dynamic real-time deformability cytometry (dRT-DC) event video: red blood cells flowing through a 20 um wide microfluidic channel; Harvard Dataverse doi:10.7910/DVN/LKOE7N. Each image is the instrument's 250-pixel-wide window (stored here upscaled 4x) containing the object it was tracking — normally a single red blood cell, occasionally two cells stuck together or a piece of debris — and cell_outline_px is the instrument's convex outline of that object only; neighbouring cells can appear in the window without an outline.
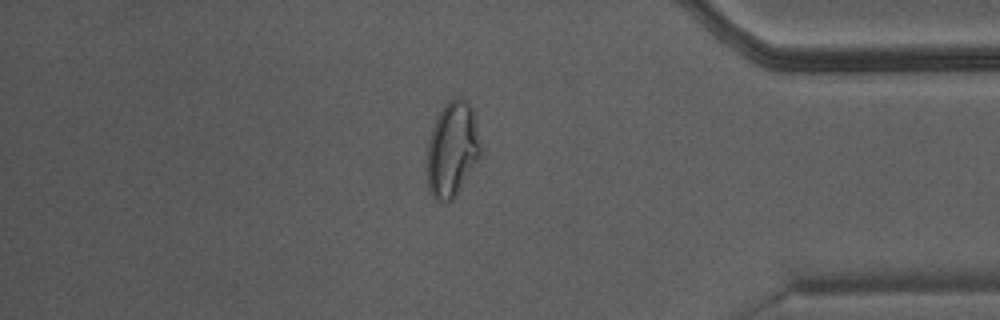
{"species": "Egyptian fruit bat (a non-hibernating species)", "species_latin": "Rousettus aegyptiacus", "temperature_condition": "warm", "stored_images_in_passage": 45, "camera_frame_rate_fps": 3000, "um_per_image_px": 0.085, "animal": {"sex": "male"}, "frame": {"image": 1, "passage_image": 39, "time_ms": 12.667, "image_size_px": [1000, 320], "cell_outline_px": [[480, 156], [456, 196], [448, 204], [440, 204], [432, 196], [428, 188], [428, 140], [432, 128], [444, 104], [456, 96], [460, 96], [472, 108], [476, 124], [480, 144]], "centroid_in_image_um": [38.43, 12.74], "position_along_channel_um": 396.8, "area_um2": 29.54}}